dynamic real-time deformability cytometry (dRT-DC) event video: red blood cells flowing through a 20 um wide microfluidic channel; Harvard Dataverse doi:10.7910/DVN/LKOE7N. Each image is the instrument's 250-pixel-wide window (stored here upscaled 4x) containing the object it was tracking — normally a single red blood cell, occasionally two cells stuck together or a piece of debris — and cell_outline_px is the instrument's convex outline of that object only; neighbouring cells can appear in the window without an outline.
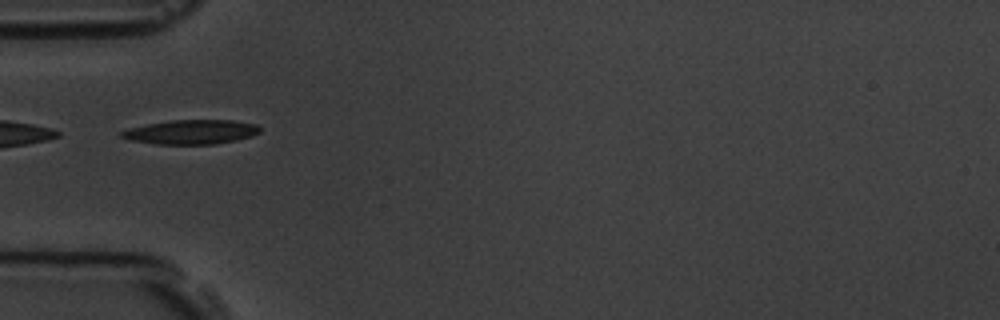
{"species": "common noctule bat (a hibernating species)", "species_latin": "Nyctalus noctula", "temperature_condition": "room temperature", "stored_images_in_passage": 8, "camera_frame_rate_fps": 3000, "um_per_image_px": 0.085, "animal": {"sex": "male", "body_mass_g": 19.5, "forearm_length_mm": 54.6}, "frame": {"image": 1, "passage_image": 5, "time_ms": 4.667, "image_size_px": [1000, 320], "cell_outline_px": [[260, 132], [252, 136], [236, 140], [216, 144], [156, 144], [132, 140], [120, 136], [120, 132], [128, 128], [148, 124], [172, 120], [232, 120], [256, 124], [260, 128]], "centroid_in_image_um": [16.27, 11.22], "position_along_channel_um": 68.7, "area_um2": 19.54}}
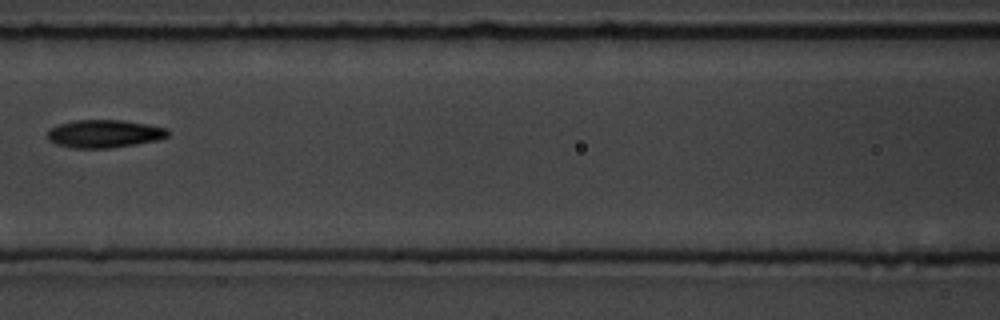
{"frame": {"image": 2, "passage_image": 7, "time_ms": 7.0, "image_size_px": [1000, 320], "cell_outline_px": [[168, 136], [160, 140], [108, 148], [72, 148], [56, 144], [48, 136], [48, 128], [60, 124], [76, 120], [124, 120], [148, 124], [168, 128]], "centroid_in_image_um": [8.9, 11.36], "position_along_channel_um": 157.7, "area_um2": 19.54}}
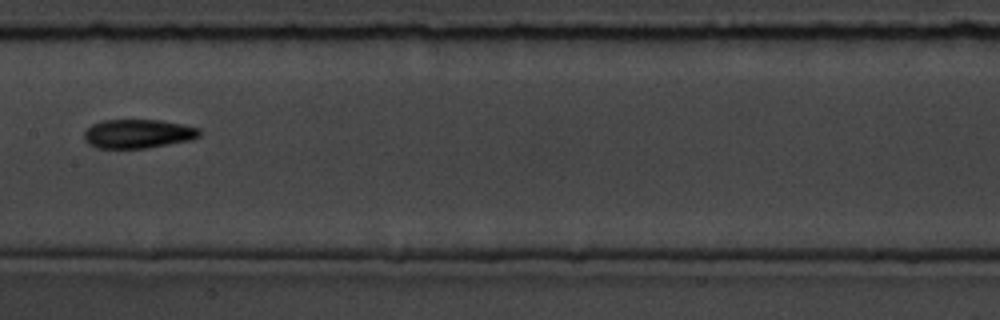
{"frame": {"image": 3, "passage_image": 8, "time_ms": 8.0, "image_size_px": [1000, 320], "cell_outline_px": [[200, 136], [192, 140], [148, 148], [96, 148], [88, 144], [84, 140], [84, 132], [92, 124], [104, 120], [160, 120], [200, 128]], "centroid_in_image_um": [11.73, 11.38], "position_along_channel_um": 195.7, "area_um2": 19.54}}